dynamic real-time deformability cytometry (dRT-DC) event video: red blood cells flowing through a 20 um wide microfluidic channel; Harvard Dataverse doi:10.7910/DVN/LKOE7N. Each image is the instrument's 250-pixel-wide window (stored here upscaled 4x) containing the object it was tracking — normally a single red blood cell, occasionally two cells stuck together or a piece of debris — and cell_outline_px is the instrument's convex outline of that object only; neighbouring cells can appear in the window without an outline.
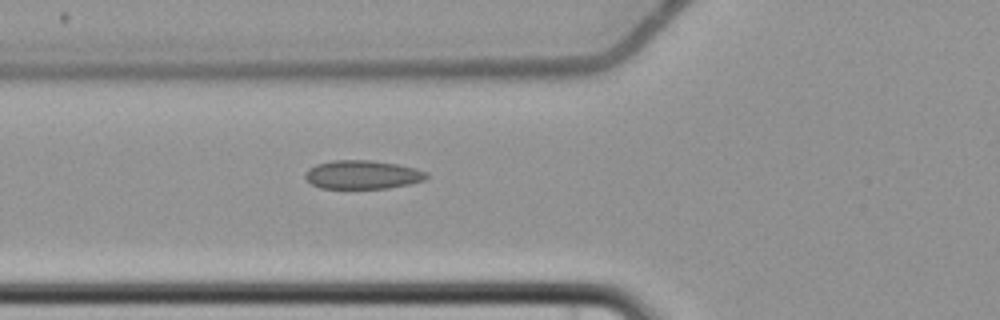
{"species": "common noctule bat (a hibernating species)", "species_latin": "Nyctalus noctula", "temperature_condition": "cold", "stored_images_in_passage": 4, "camera_frame_rate_fps": 3000, "um_per_image_px": 0.085, "animal": {"sex": "female", "body_mass_g": 22.7, "forearm_length_mm": 54.2}, "frame": {"image": 1, "passage_image": 4, "time_ms": 3.333, "image_size_px": [1000, 320], "cell_outline_px": [[428, 176], [424, 180], [408, 184], [388, 188], [320, 188], [312, 184], [304, 176], [304, 172], [308, 168], [316, 164], [332, 160], [372, 160], [396, 164], [416, 168], [428, 172]], "centroid_in_image_um": [30.79, 14.84], "position_along_channel_um": 95.0, "area_um2": 20.29}}